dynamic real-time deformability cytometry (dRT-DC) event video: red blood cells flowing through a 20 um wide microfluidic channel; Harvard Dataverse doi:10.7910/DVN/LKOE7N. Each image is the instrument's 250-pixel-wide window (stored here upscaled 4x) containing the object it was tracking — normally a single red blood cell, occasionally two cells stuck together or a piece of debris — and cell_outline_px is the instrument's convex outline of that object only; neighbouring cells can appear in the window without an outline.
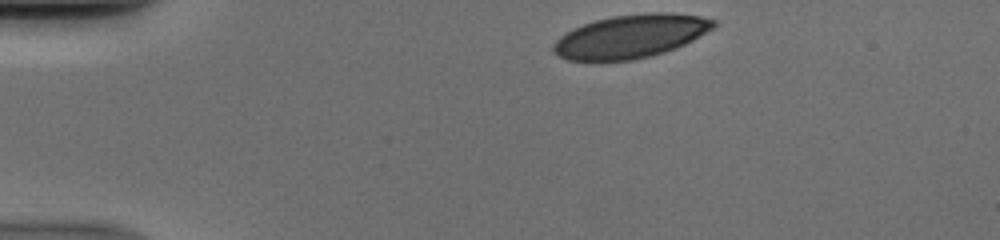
{"species": "human", "species_latin": "Homo sapiens", "temperature_condition": "cold", "stored_images_in_passage": 36, "camera_frame_rate_fps": 3000, "um_per_image_px": 0.085, "donor": {"sex": "male"}, "frame": {"image": 1, "passage_image": 1, "time_ms": 0.0, "image_size_px": [1000, 240], "cell_outline_px": [[716, 24], [712, 28], [692, 40], [676, 48], [652, 56], [632, 60], [600, 64], [568, 60], [552, 52], [552, 44], [560, 36], [572, 28], [596, 20], [612, 16], [648, 12], [672, 12], [700, 16], [716, 20]], "centroid_in_image_um": [53.54, 3.12], "position_along_channel_um": 31.5, "area_um2": 41.33}}
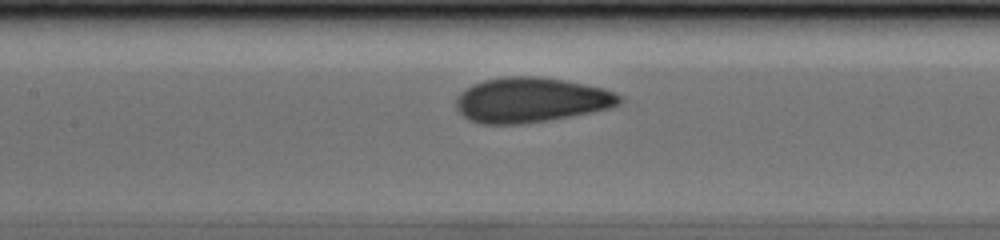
{"frame": {"image": 2, "passage_image": 16, "time_ms": 5.0, "image_size_px": [1000, 240], "cell_outline_px": [[620, 100], [616, 104], [608, 108], [592, 112], [548, 120], [524, 124], [480, 124], [468, 120], [456, 108], [456, 96], [464, 88], [472, 84], [484, 80], [508, 76], [536, 76], [564, 80], [604, 88], [620, 96]], "centroid_in_image_um": [45.05, 8.5], "position_along_channel_um": 162.3, "area_um2": 42.71}}
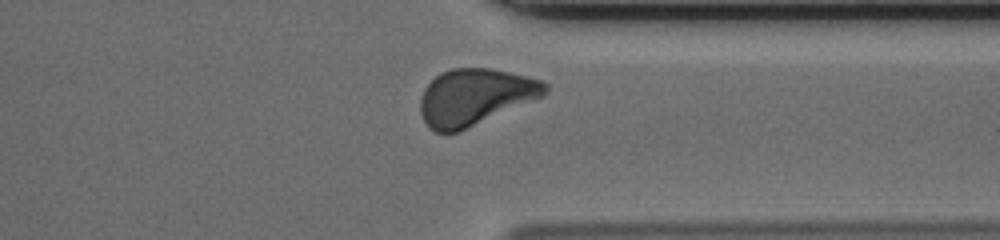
{"frame": {"image": 3, "passage_image": 32, "time_ms": 10.333, "image_size_px": [1000, 240], "cell_outline_px": [[548, 88], [544, 96], [460, 132], [436, 132], [428, 128], [420, 112], [420, 100], [424, 88], [440, 72], [452, 68], [488, 68], [508, 72], [544, 80], [548, 84]], "centroid_in_image_um": [40.38, 8.25], "position_along_channel_um": 371.0, "area_um2": 41.21}}